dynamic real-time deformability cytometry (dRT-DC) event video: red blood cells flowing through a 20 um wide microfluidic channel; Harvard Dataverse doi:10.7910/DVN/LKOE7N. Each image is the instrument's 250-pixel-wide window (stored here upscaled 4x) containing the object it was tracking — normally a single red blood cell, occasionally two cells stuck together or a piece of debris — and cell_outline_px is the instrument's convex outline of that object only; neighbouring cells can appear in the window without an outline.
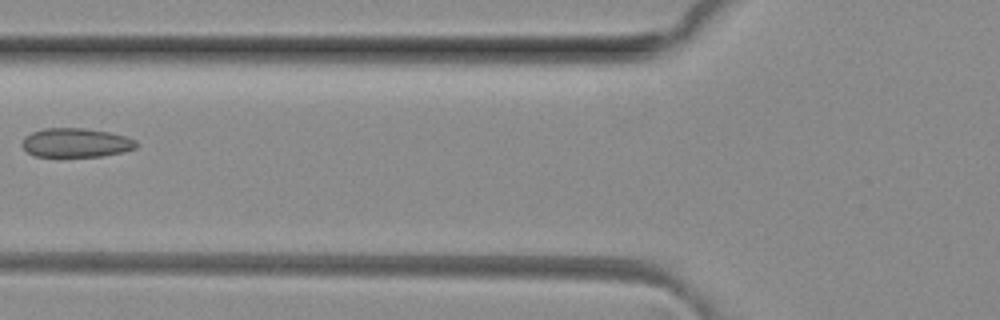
{"species": "common noctule bat (a hibernating species)", "species_latin": "Nyctalus noctula", "temperature_condition": "room temperature", "stored_images_in_passage": 6, "camera_frame_rate_fps": 3000, "um_per_image_px": 0.085, "animal": {"sex": "female", "body_mass_g": 29.2, "forearm_length_mm": 56.3}, "frame": {"image": 1, "passage_image": 5, "time_ms": 1.333, "image_size_px": [1000, 320], "cell_outline_px": [[136, 148], [124, 152], [100, 156], [36, 156], [28, 152], [20, 144], [24, 136], [32, 132], [44, 128], [84, 128], [108, 132], [124, 136], [136, 140]], "centroid_in_image_um": [6.43, 12.12], "position_along_channel_um": 119.4, "area_um2": 19.25}}
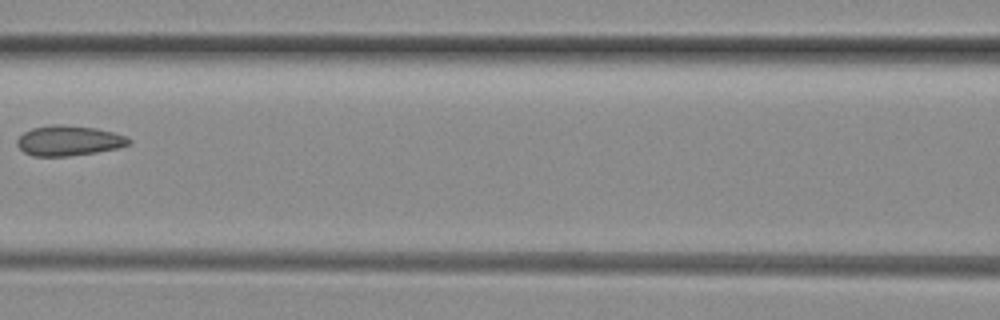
{"frame": {"image": 2, "passage_image": 6, "time_ms": 1.667, "image_size_px": [1000, 320], "cell_outline_px": [[132, 140], [128, 144], [116, 148], [96, 152], [68, 156], [32, 156], [24, 152], [16, 144], [16, 140], [24, 132], [32, 128], [52, 124], [60, 124], [96, 128], [128, 136]], "centroid_in_image_um": [5.83, 11.95], "position_along_channel_um": 160.8, "area_um2": 19.59}}